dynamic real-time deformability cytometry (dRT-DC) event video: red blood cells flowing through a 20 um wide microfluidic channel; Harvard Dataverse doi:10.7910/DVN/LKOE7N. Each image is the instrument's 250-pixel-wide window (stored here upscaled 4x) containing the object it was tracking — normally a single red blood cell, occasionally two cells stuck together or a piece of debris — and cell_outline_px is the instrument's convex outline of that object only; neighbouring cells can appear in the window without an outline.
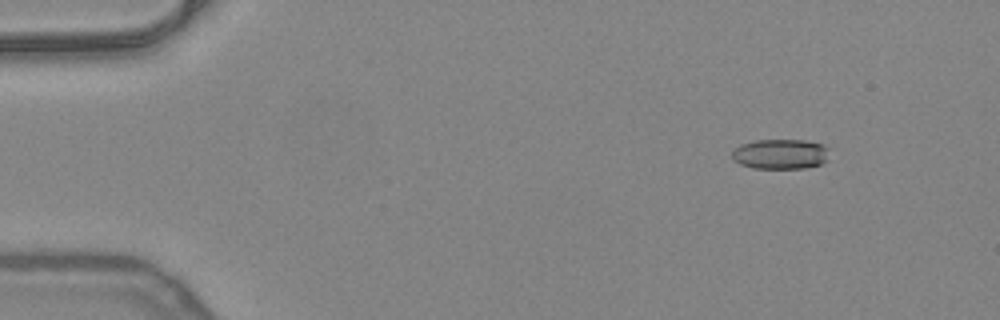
{"species": "common noctule bat (a hibernating species)", "species_latin": "Nyctalus noctula", "temperature_condition": "warm", "stored_images_in_passage": 35, "camera_frame_rate_fps": 3000, "um_per_image_px": 0.085, "animal": {"sex": "female", "body_mass_g": 24.6, "forearm_length_mm": 56.2}, "frame": {"image": 1, "passage_image": 7, "time_ms": 2.0, "image_size_px": [1000, 320], "cell_outline_px": [[828, 160], [820, 164], [804, 168], [752, 168], [740, 164], [732, 160], [732, 152], [740, 144], [756, 140], [804, 140], [824, 144], [828, 148]], "centroid_in_image_um": [66.34, 13.09], "position_along_channel_um": 18.7, "area_um2": 17.17}}
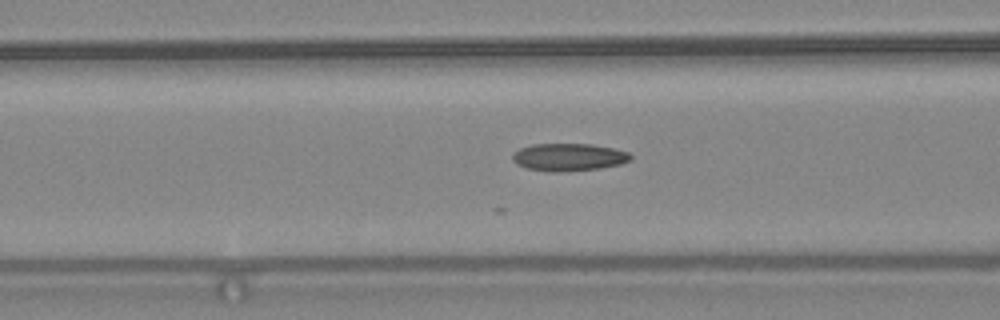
{"frame": {"image": 2, "passage_image": 22, "time_ms": 7.0, "image_size_px": [1000, 320], "cell_outline_px": [[632, 160], [620, 164], [600, 168], [560, 172], [548, 172], [524, 168], [516, 164], [512, 160], [512, 152], [520, 148], [532, 144], [592, 144], [612, 148], [628, 152], [632, 156]], "centroid_in_image_um": [48.3, 13.36], "position_along_channel_um": 118.3, "area_um2": 19.19}}
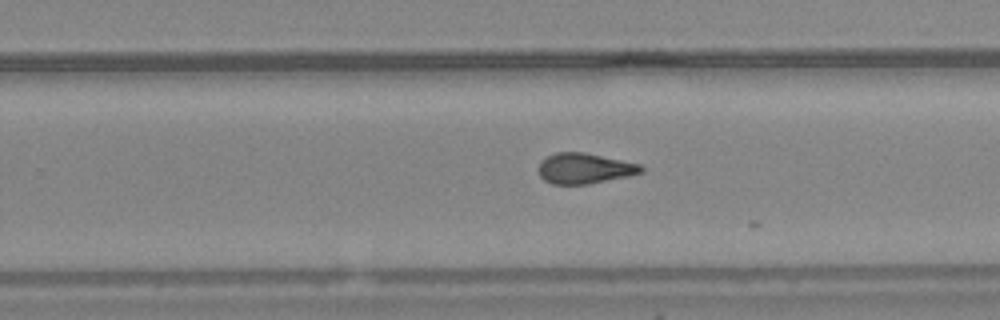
{"frame": {"image": 3, "passage_image": 34, "time_ms": 11.0, "image_size_px": [1000, 320], "cell_outline_px": [[644, 172], [628, 176], [588, 184], [552, 184], [544, 180], [540, 176], [540, 160], [556, 152], [584, 152], [640, 164], [644, 168]], "centroid_in_image_um": [49.69, 14.31], "position_along_channel_um": 280.1, "area_um2": 18.15}}